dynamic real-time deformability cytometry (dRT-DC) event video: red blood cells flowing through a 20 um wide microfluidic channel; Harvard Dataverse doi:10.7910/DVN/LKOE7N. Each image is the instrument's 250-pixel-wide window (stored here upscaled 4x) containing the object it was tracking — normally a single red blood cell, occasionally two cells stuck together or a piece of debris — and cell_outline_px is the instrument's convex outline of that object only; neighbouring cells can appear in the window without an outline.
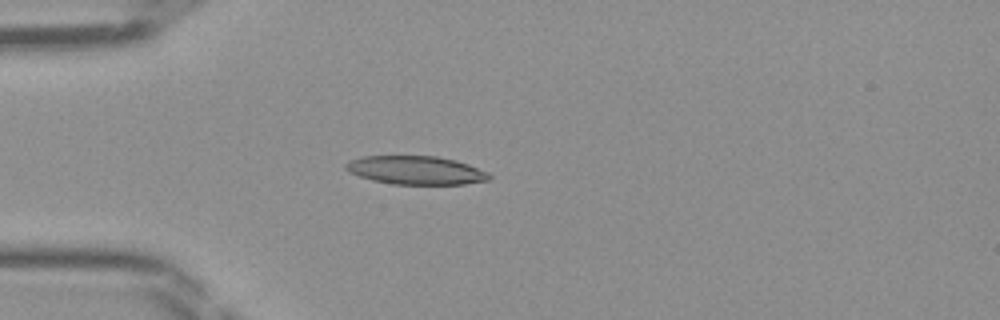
{"species": "Egyptian fruit bat (a non-hibernating species)", "species_latin": "Rousettus aegyptiacus", "temperature_condition": "room temperature", "stored_images_in_passage": 35, "camera_frame_rate_fps": 3000, "um_per_image_px": 0.085, "frame": {"image": 1, "passage_image": 1, "time_ms": 0.0, "image_size_px": [1000, 320], "cell_outline_px": [[492, 176], [488, 180], [464, 184], [392, 184], [372, 180], [348, 172], [344, 168], [344, 164], [348, 160], [364, 156], [436, 156], [456, 160], [468, 164], [488, 172]], "centroid_in_image_um": [35.32, 14.46], "position_along_channel_um": 49.7, "area_um2": 23.87}}
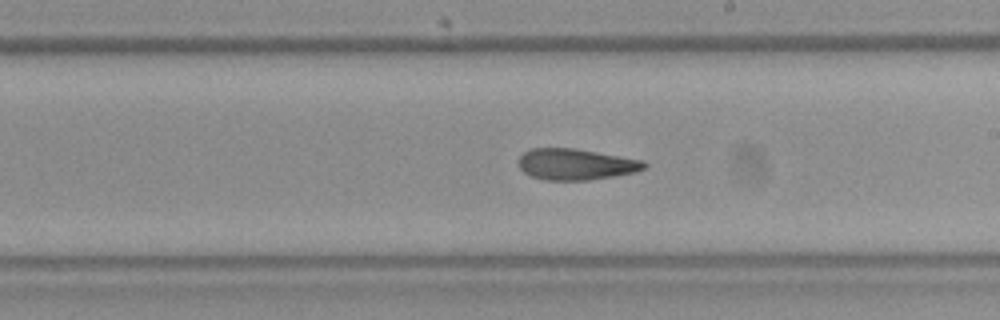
{"frame": {"image": 2, "passage_image": 15, "time_ms": 4.667, "image_size_px": [1000, 320], "cell_outline_px": [[648, 164], [644, 168], [636, 172], [616, 176], [588, 180], [544, 180], [532, 176], [524, 172], [520, 168], [520, 156], [524, 152], [532, 148], [572, 148], [644, 160]], "centroid_in_image_um": [48.97, 13.97], "position_along_channel_um": 240.0, "area_um2": 22.72}}
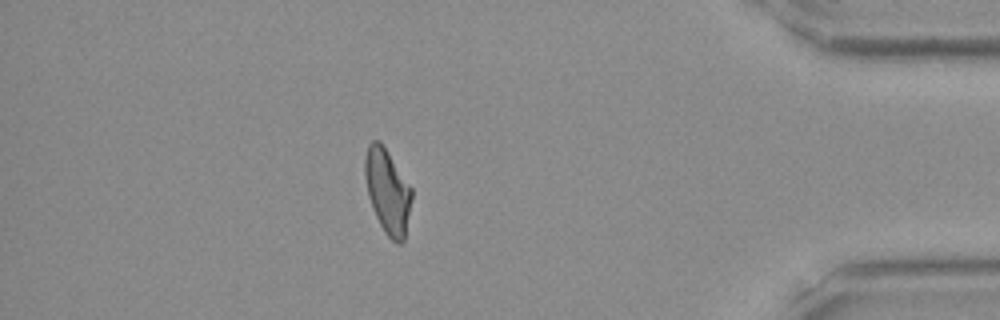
{"frame": {"image": 3, "passage_image": 29, "time_ms": 9.333, "image_size_px": [1000, 320], "cell_outline_px": [[412, 196], [404, 240], [400, 244], [396, 244], [384, 232], [376, 216], [368, 196], [364, 172], [364, 160], [368, 144], [372, 140], [380, 140], [412, 188]], "centroid_in_image_um": [32.93, 16.24], "position_along_channel_um": 402.3, "area_um2": 22.95}}